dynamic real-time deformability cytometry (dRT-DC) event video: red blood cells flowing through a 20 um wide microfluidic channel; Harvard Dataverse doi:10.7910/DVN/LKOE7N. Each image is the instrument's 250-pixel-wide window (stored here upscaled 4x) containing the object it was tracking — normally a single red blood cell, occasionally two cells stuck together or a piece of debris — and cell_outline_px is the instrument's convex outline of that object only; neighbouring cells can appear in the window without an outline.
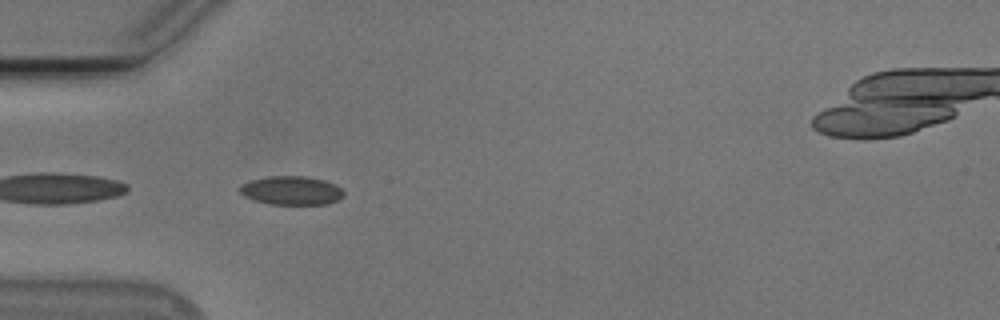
{"species": "Egyptian fruit bat (a non-hibernating species)", "species_latin": "Rousettus aegyptiacus", "temperature_condition": "cold", "stored_images_in_passage": 41, "segment_of_instrument_passage": [1, 2], "camera_frame_rate_fps": 3000, "um_per_image_px": 0.085, "animal": {"sex": "male"}, "frame": {"image": 1, "passage_image": 2, "time_ms": 0.333, "image_size_px": [1000, 320], "cell_outline_px": [[344, 196], [340, 200], [328, 204], [268, 204], [244, 196], [240, 192], [240, 184], [252, 180], [268, 176], [304, 176], [324, 180], [336, 184], [344, 192]], "centroid_in_image_um": [24.81, 16.19], "position_along_channel_um": 60.2, "area_um2": 17.46}}
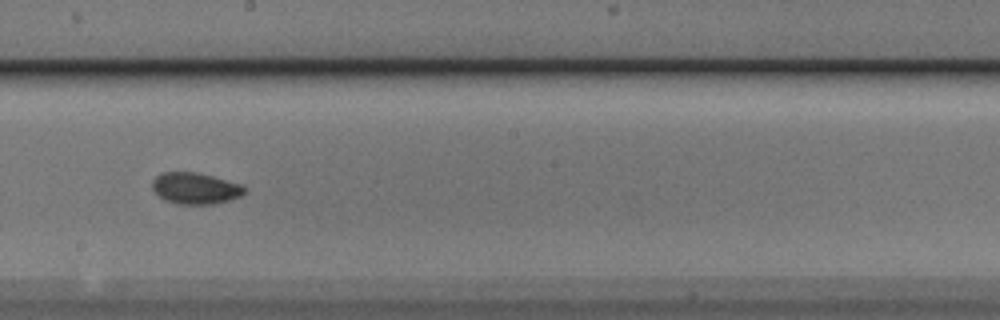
{"frame": {"image": 2, "passage_image": 16, "time_ms": 5.0, "image_size_px": [1000, 320], "cell_outline_px": [[244, 192], [240, 196], [228, 200], [212, 204], [176, 204], [164, 200], [152, 188], [152, 180], [156, 176], [164, 172], [196, 172], [212, 176], [240, 184], [244, 188]], "centroid_in_image_um": [16.56, 16.01], "position_along_channel_um": 231.6, "area_um2": 16.65}}
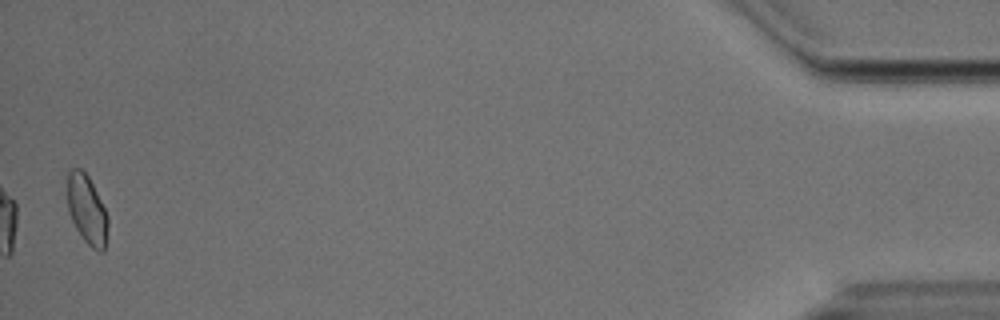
{"frame": {"image": 3, "passage_image": 39, "time_ms": 12.667, "image_size_px": [1000, 320], "cell_outline_px": [[108, 224], [104, 252], [100, 252], [92, 248], [84, 240], [76, 228], [68, 212], [68, 172], [72, 168], [80, 168], [88, 176], [108, 216]], "centroid_in_image_um": [7.39, 17.84], "position_along_channel_um": 427.8, "area_um2": 16.07}}